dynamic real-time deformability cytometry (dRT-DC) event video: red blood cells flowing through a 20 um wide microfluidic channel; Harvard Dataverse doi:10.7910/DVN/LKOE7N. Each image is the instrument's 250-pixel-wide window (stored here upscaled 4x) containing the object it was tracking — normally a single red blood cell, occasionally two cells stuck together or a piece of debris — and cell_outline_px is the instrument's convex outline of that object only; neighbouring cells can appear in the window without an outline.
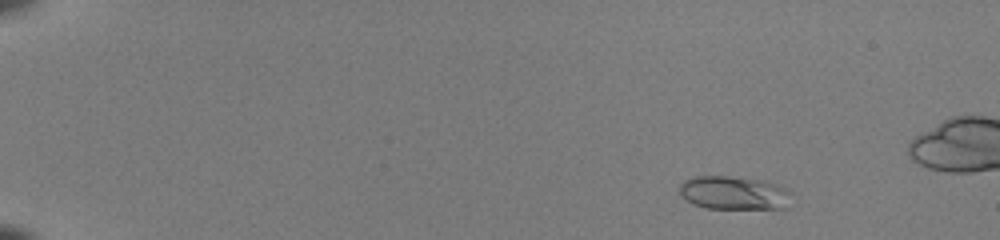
{"species": "common noctule bat (a hibernating species)", "species_latin": "Nyctalus noctula", "temperature_condition": "room temperature", "stored_images_in_passage": 50, "camera_frame_rate_fps": 3000, "um_per_image_px": 0.085, "animal": {"sex": "female", "body_mass_g": 22.0, "forearm_length_mm": 56.7}, "frame": {"image": 1, "passage_image": 6, "time_ms": 1.667, "image_size_px": [1000, 240], "cell_outline_px": [[792, 192], [784, 208], [704, 208], [692, 204], [680, 192], [680, 184], [684, 180], [696, 176], [728, 176], [764, 180], [788, 188]], "centroid_in_image_um": [62.39, 16.38], "position_along_channel_um": 22.6, "area_um2": 21.73}}
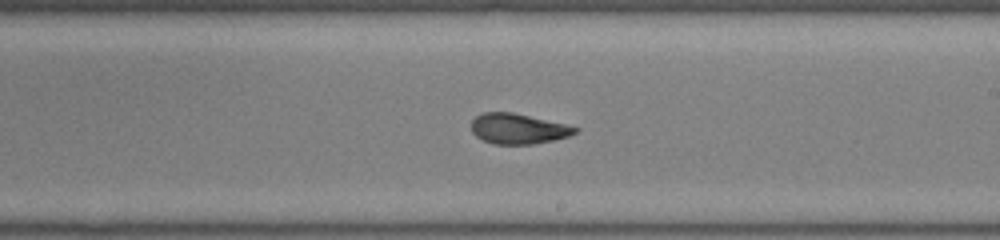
{"frame": {"image": 2, "passage_image": 32, "time_ms": 10.333, "image_size_px": [1000, 240], "cell_outline_px": [[580, 128], [576, 132], [568, 136], [552, 140], [532, 144], [492, 144], [476, 136], [472, 132], [472, 120], [476, 116], [484, 112], [512, 112], [564, 124]], "centroid_in_image_um": [44.01, 10.94], "position_along_channel_um": 245.0, "area_um2": 18.09}}
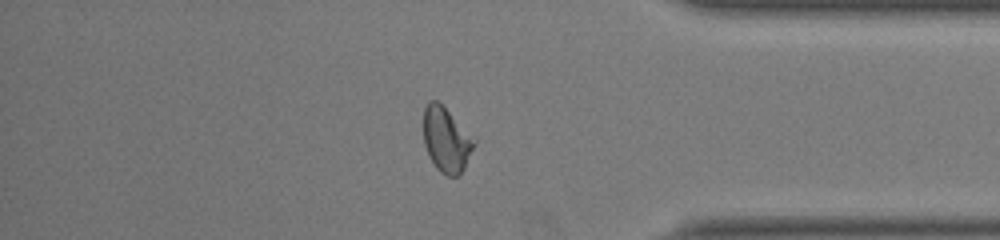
{"frame": {"image": 3, "passage_image": 44, "time_ms": 14.333, "image_size_px": [1000, 240], "cell_outline_px": [[476, 140], [464, 168], [456, 176], [448, 176], [440, 172], [436, 168], [424, 144], [424, 108], [428, 100], [436, 100]], "centroid_in_image_um": [37.91, 11.88], "position_along_channel_um": 397.3, "area_um2": 18.5}}